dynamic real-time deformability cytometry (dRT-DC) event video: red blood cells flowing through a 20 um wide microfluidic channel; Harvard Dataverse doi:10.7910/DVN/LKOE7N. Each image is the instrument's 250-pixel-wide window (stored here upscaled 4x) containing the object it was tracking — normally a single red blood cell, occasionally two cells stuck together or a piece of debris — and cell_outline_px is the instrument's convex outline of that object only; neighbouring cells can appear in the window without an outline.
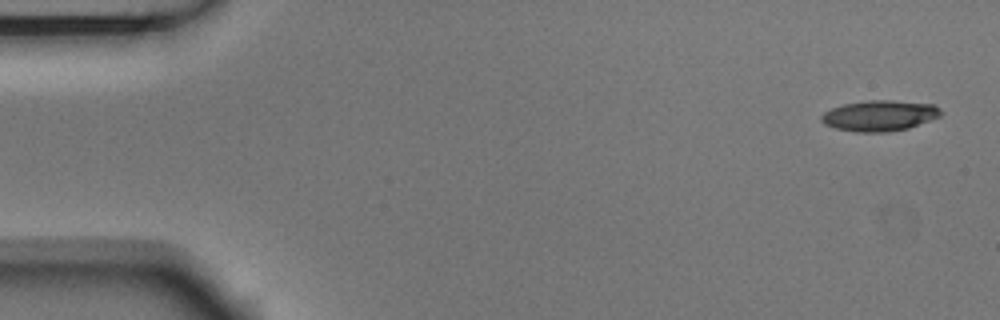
{"species": "Egyptian fruit bat (a non-hibernating species)", "species_latin": "Rousettus aegyptiacus", "temperature_condition": "room temperature", "stored_images_in_passage": 4, "camera_frame_rate_fps": 3000, "um_per_image_px": 0.085, "animal": {"sex": "male"}, "frame": {"image": 1, "passage_image": 1, "time_ms": 0.0, "image_size_px": [1000, 320], "cell_outline_px": [[944, 112], [940, 116], [908, 128], [888, 132], [856, 132], [836, 128], [824, 124], [820, 120], [820, 116], [824, 112], [832, 108], [844, 104], [868, 100], [892, 100], [936, 104]], "centroid_in_image_um": [74.78, 9.82], "position_along_channel_um": 10.2, "area_um2": 21.5}}
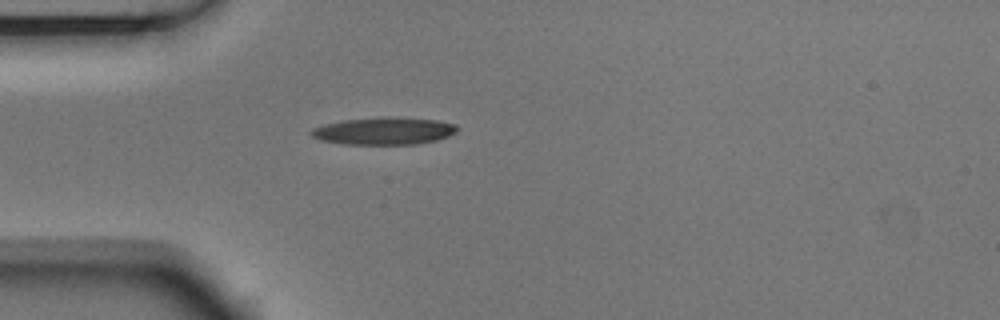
{"frame": {"image": 2, "passage_image": 4, "time_ms": 1.0, "image_size_px": [1000, 320], "cell_outline_px": [[456, 132], [448, 136], [436, 140], [416, 144], [344, 144], [320, 140], [312, 136], [308, 132], [312, 128], [324, 124], [344, 120], [436, 120], [456, 124]], "centroid_in_image_um": [32.57, 11.19], "position_along_channel_um": 52.4, "area_um2": 21.91}}